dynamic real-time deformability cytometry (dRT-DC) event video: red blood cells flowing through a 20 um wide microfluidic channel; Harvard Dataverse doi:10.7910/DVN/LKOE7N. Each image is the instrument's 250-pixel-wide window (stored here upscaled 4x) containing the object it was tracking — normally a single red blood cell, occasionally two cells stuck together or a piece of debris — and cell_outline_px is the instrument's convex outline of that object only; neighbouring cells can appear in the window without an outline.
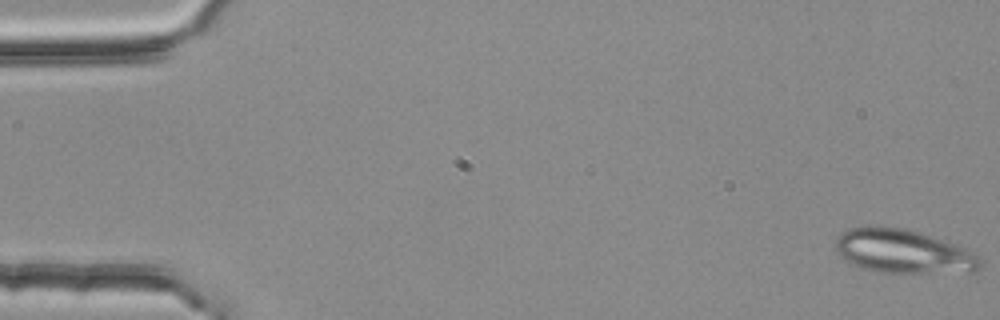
{"species": "common noctule bat (a hibernating species)", "species_latin": "Nyctalus noctula", "temperature_condition": "room temperature", "stored_images_in_passage": 4, "camera_frame_rate_fps": 3000, "um_per_image_px": 0.085, "animal": {"sex": "female", "body_mass_g": 25.1}, "frame": {"image": 1, "passage_image": 1, "time_ms": 0.0, "image_size_px": [1000, 320], "cell_outline_px": [[984, 260], [980, 268], [972, 272], [876, 272], [852, 264], [840, 256], [836, 252], [836, 236], [848, 228], [908, 228], [920, 232], [964, 248], [980, 256]], "centroid_in_image_um": [76.79, 21.39], "position_along_channel_um": 8.2, "area_um2": 36.47}}